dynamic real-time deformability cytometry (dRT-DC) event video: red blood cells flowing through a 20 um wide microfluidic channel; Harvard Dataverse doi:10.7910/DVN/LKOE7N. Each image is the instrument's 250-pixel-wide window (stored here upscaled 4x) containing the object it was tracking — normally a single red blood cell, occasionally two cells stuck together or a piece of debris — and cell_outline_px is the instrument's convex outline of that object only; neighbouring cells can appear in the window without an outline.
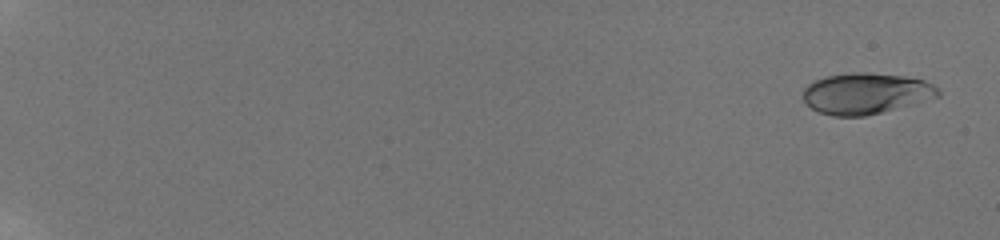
{"species": "human", "species_latin": "Homo sapiens", "temperature_condition": "room temperature", "stored_images_in_passage": 11, "camera_frame_rate_fps": 3000, "um_per_image_px": 0.085, "donor": {"sex": "male"}, "frame": {"image": 1, "passage_image": 2, "time_ms": 0.667, "image_size_px": [1000, 240], "cell_outline_px": [[940, 96], [912, 104], [864, 116], [832, 116], [820, 112], [812, 108], [804, 100], [804, 88], [808, 84], [824, 76], [852, 72], [868, 72], [904, 76], [924, 80], [940, 88]], "centroid_in_image_um": [73.61, 7.93], "position_along_channel_um": 11.4, "area_um2": 32.19}}
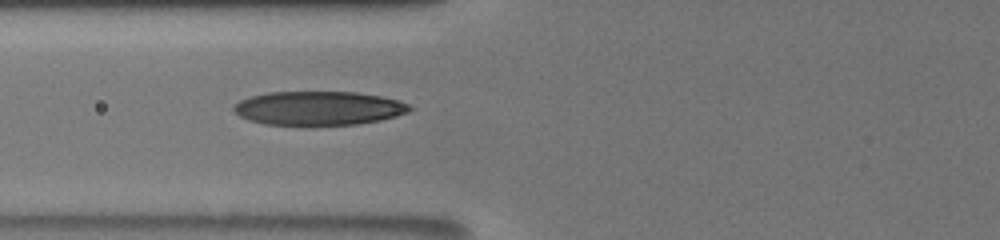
{"frame": {"image": 2, "passage_image": 10, "time_ms": 9.0, "image_size_px": [1000, 240], "cell_outline_px": [[416, 108], [408, 112], [396, 116], [380, 120], [356, 124], [264, 124], [248, 120], [240, 116], [232, 108], [240, 100], [252, 96], [268, 92], [356, 92], [380, 96], [400, 100]], "centroid_in_image_um": [27.12, 9.18], "position_along_channel_um": 98.7, "area_um2": 34.51}}
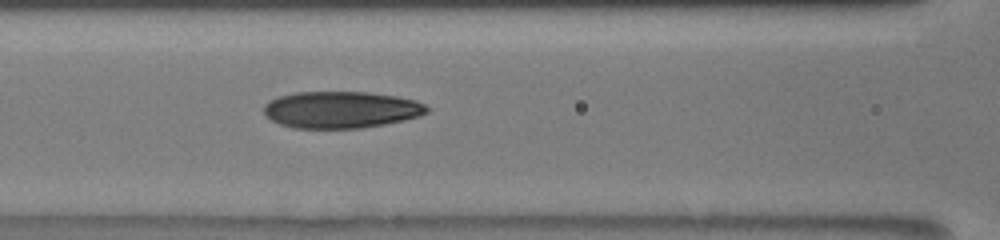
{"frame": {"image": 3, "passage_image": 11, "time_ms": 10.0, "image_size_px": [1000, 240], "cell_outline_px": [[432, 108], [428, 112], [420, 116], [404, 120], [384, 124], [360, 128], [296, 128], [280, 124], [264, 116], [264, 104], [268, 100], [280, 96], [296, 92], [368, 92], [396, 96], [416, 100]], "centroid_in_image_um": [29.0, 9.32], "position_along_channel_um": 137.6, "area_um2": 35.14}}